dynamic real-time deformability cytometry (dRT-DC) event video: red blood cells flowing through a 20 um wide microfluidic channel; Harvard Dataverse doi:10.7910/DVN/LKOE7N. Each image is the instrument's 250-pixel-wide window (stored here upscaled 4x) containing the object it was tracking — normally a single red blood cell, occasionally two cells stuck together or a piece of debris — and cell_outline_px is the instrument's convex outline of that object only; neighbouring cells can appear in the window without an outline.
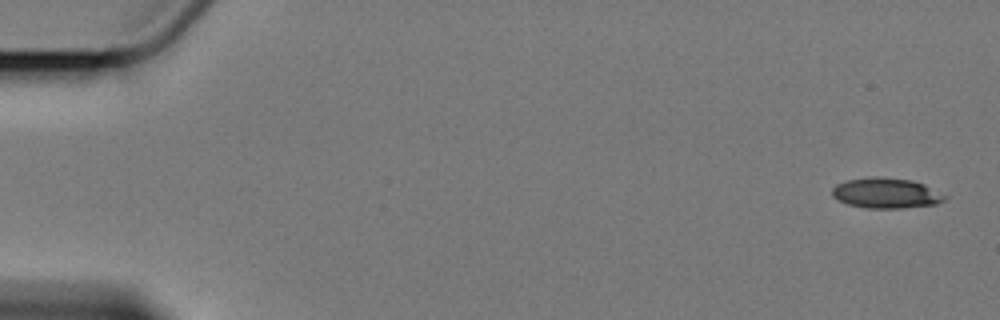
{"species": "Egyptian fruit bat (a non-hibernating species)", "species_latin": "Rousettus aegyptiacus", "temperature_condition": "cold", "stored_images_in_passage": 8, "camera_frame_rate_fps": 3000, "um_per_image_px": 0.085, "animal": {"sex": "female"}, "frame": {"image": 1, "passage_image": 1, "time_ms": 0.0, "image_size_px": [1000, 320], "cell_outline_px": [[948, 196], [944, 200], [936, 204], [904, 208], [864, 208], [848, 204], [832, 196], [832, 188], [836, 184], [848, 180], [872, 176], [880, 176], [908, 180], [924, 184]], "centroid_in_image_um": [75.31, 16.41], "position_along_channel_um": 9.7, "area_um2": 19.88}}
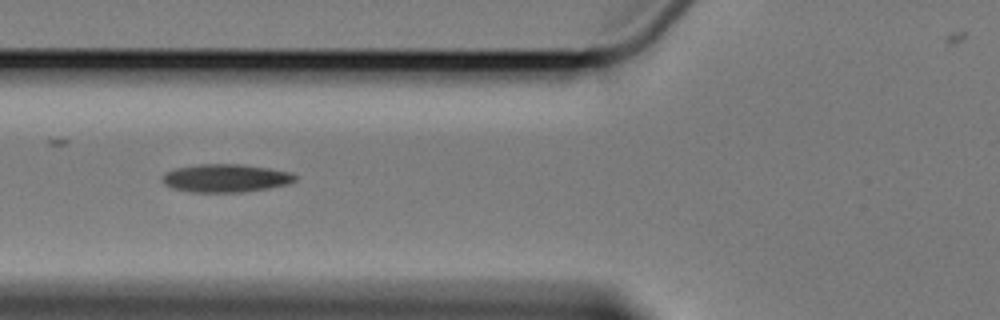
{"frame": {"image": 2, "passage_image": 7, "time_ms": 7.0, "image_size_px": [1000, 320], "cell_outline_px": [[296, 180], [288, 184], [268, 188], [240, 192], [192, 192], [172, 188], [164, 184], [164, 172], [176, 168], [200, 164], [240, 164], [268, 168], [292, 172], [296, 176]], "centroid_in_image_um": [19.2, 15.14], "position_along_channel_um": 106.6, "area_um2": 21.62}}
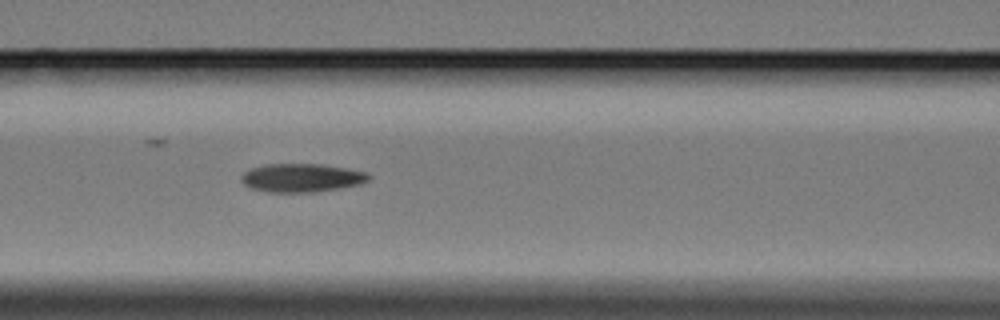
{"frame": {"image": 3, "passage_image": 8, "time_ms": 8.0, "image_size_px": [1000, 320], "cell_outline_px": [[372, 176], [368, 180], [360, 184], [340, 188], [316, 192], [268, 192], [252, 188], [244, 184], [240, 180], [240, 176], [244, 172], [252, 168], [264, 164], [320, 164], [348, 168], [368, 172]], "centroid_in_image_um": [25.66, 15.11], "position_along_channel_um": 140.9, "area_um2": 21.27}}